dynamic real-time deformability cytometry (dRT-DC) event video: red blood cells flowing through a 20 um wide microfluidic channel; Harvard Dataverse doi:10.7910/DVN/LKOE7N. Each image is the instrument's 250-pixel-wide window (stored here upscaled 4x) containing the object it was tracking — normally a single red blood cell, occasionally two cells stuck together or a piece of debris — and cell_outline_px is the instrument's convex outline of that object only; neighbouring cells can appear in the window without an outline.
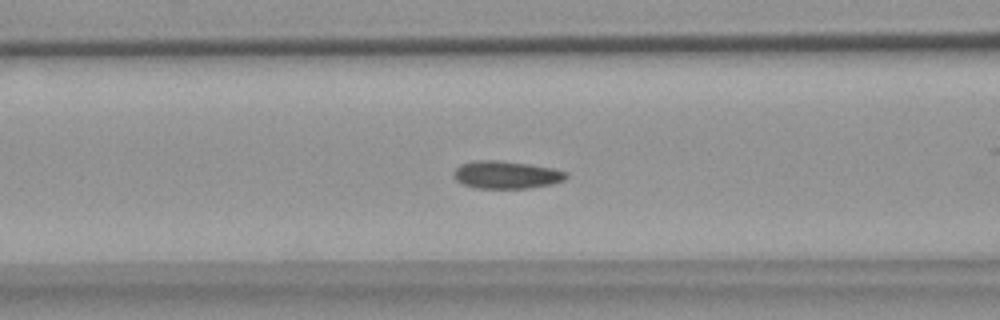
{"species": "common noctule bat (a hibernating species)", "species_latin": "Nyctalus noctula", "temperature_condition": "warm", "stored_images_in_passage": 55, "camera_frame_rate_fps": 3000, "um_per_image_px": 0.085, "animal": {"sex": "female", "body_mass_g": 18.4}, "frame": {"image": 1, "passage_image": 22, "time_ms": 7.0, "image_size_px": [1000, 320], "cell_outline_px": [[568, 176], [564, 180], [552, 184], [528, 188], [476, 188], [464, 184], [456, 180], [452, 176], [452, 172], [460, 164], [476, 160], [496, 160], [532, 164], [552, 168], [568, 172]], "centroid_in_image_um": [43.03, 14.85], "position_along_channel_um": 123.6, "area_um2": 18.26}}
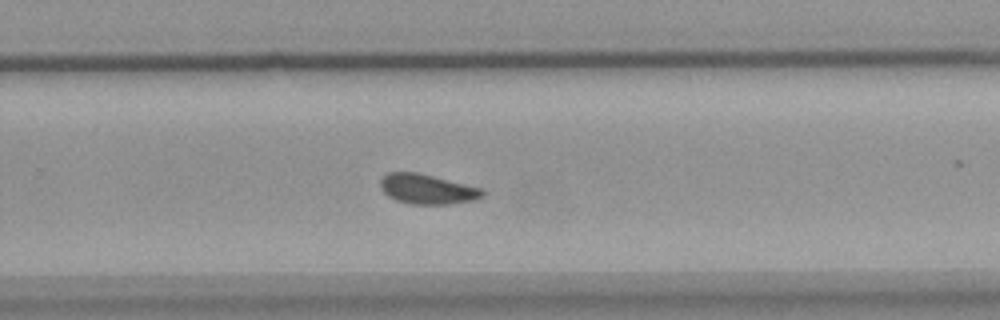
{"frame": {"image": 2, "passage_image": 36, "time_ms": 11.667, "image_size_px": [1000, 320], "cell_outline_px": [[484, 196], [476, 200], [448, 204], [412, 204], [396, 200], [388, 196], [380, 188], [380, 180], [388, 172], [416, 172], [484, 188]], "centroid_in_image_um": [36.34, 16.07], "position_along_channel_um": 293.5, "area_um2": 17.86}}
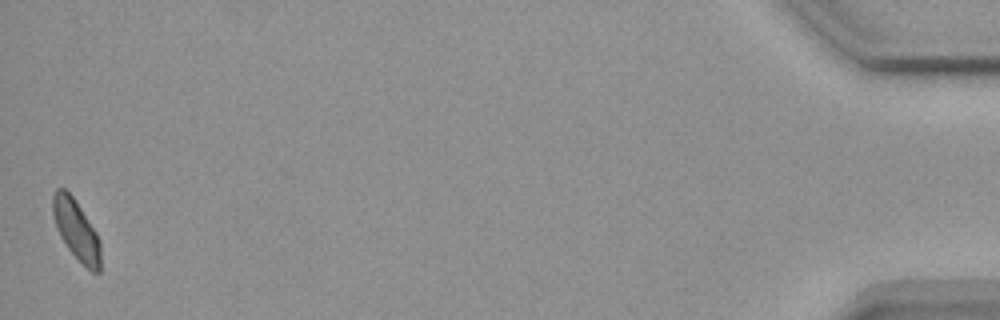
{"frame": {"image": 3, "passage_image": 55, "time_ms": 18.0, "image_size_px": [1000, 320], "cell_outline_px": [[100, 272], [92, 272], [68, 248], [60, 236], [56, 228], [52, 216], [52, 192], [56, 188], [64, 188], [72, 196], [96, 232], [100, 240]], "centroid_in_image_um": [6.45, 19.5], "position_along_channel_um": 428.8, "area_um2": 16.53}, "authors_computed_cell_mechanics": {"area_um2": 17.8602, "velocity_mm_per_s": 3.6596, "shape_relaxation_time_tau1_ms": 4.2458, "shape_relaxation_time_tau2_ms": 1.5895, "deformation_change_tau1": 0.0983, "deformation_change_tau2": 0.0737}}